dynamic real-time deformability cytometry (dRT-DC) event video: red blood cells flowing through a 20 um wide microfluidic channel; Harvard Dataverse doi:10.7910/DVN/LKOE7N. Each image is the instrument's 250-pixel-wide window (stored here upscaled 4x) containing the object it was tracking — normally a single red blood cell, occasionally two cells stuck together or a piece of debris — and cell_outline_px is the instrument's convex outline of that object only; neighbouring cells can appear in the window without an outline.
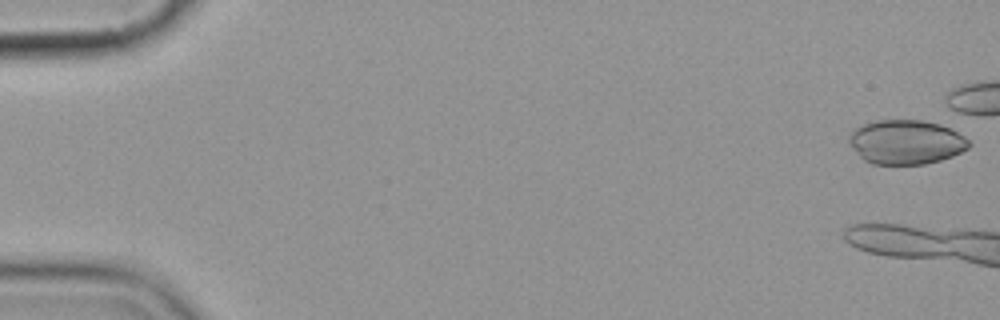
{"species": "common noctule bat (a hibernating species)", "species_latin": "Nyctalus noctula", "temperature_condition": "cold", "stored_images_in_passage": 3, "camera_frame_rate_fps": 3000, "um_per_image_px": 0.085, "animal": {"sex": "female", "body_mass_g": 19.9}, "frame": {"image": 1, "passage_image": 1, "time_ms": 0.0, "image_size_px": [1000, 320], "cell_outline_px": [[972, 144], [968, 148], [952, 156], [940, 160], [924, 164], [872, 164], [864, 160], [852, 148], [848, 140], [848, 136], [856, 128], [864, 124], [876, 120], [924, 120], [940, 124], [964, 136]], "centroid_in_image_um": [77.0, 12.07], "position_along_channel_um": 8.0, "area_um2": 30.87}}